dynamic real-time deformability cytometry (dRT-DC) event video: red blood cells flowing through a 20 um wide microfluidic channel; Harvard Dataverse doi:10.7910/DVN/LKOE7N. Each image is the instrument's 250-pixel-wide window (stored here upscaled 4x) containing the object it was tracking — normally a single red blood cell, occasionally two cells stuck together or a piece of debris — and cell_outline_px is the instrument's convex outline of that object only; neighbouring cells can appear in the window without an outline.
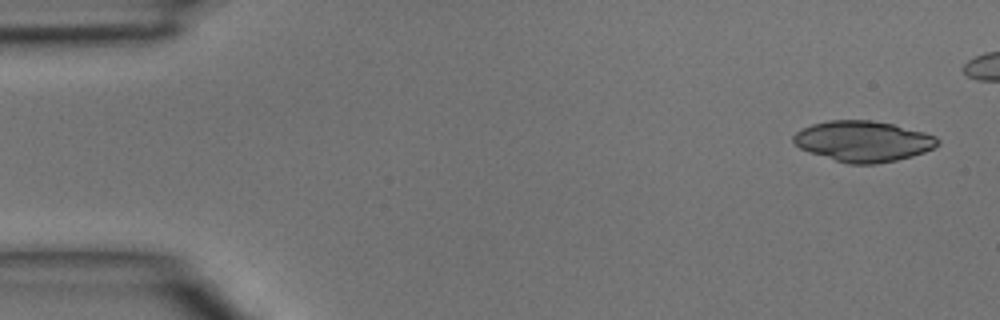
{"species": "common noctule bat (a hibernating species)", "species_latin": "Nyctalus noctula", "temperature_condition": "room temperature", "stored_images_in_passage": 5, "camera_frame_rate_fps": 3000, "um_per_image_px": 0.085, "animal": {"sex": "male", "body_mass_g": 15.6}, "frame": {"image": 1, "passage_image": 1, "time_ms": 0.0, "image_size_px": [1000, 320], "cell_outline_px": [[940, 144], [924, 152], [912, 156], [896, 160], [876, 164], [848, 164], [808, 152], [800, 148], [792, 140], [792, 136], [796, 132], [812, 124], [828, 120], [872, 120], [892, 124], [924, 132], [936, 136], [940, 140]], "centroid_in_image_um": [73.37, 12.01], "position_along_channel_um": 11.6, "area_um2": 34.22}}